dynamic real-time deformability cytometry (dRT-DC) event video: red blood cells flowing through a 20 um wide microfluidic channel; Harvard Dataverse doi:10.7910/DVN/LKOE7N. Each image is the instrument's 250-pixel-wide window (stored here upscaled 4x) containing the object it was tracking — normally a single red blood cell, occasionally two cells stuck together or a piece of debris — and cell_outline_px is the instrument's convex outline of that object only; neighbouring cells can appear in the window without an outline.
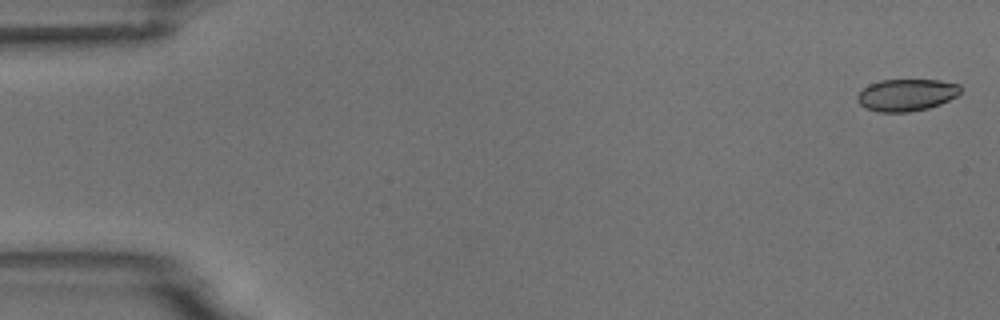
{"species": "common noctule bat (a hibernating species)", "species_latin": "Nyctalus noctula", "temperature_condition": "room temperature", "stored_images_in_passage": 5, "camera_frame_rate_fps": 3000, "um_per_image_px": 0.085, "animal": {"sex": "male", "body_mass_g": 18.8}, "frame": {"image": 1, "passage_image": 1, "time_ms": 0.0, "image_size_px": [1000, 320], "cell_outline_px": [[960, 92], [956, 96], [940, 104], [928, 108], [908, 112], [880, 112], [868, 108], [860, 104], [856, 100], [856, 96], [868, 84], [880, 80], [940, 80], [960, 84]], "centroid_in_image_um": [77.05, 8.06], "position_along_channel_um": 8.0, "area_um2": 19.19}}
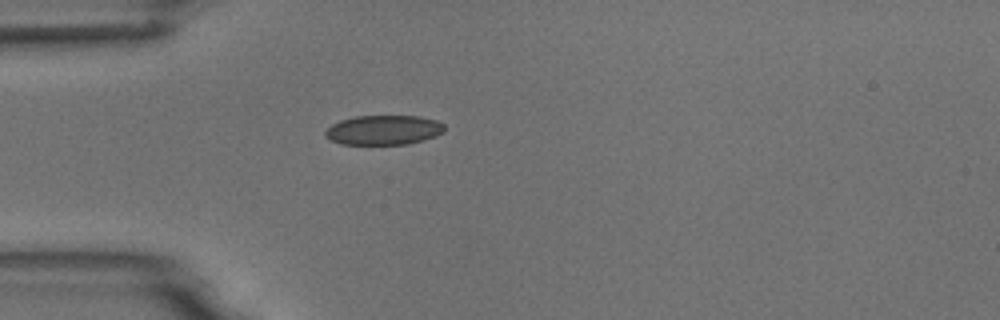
{"frame": {"image": 2, "passage_image": 5, "time_ms": 4.667, "image_size_px": [1000, 320], "cell_outline_px": [[444, 132], [436, 136], [424, 140], [408, 144], [340, 144], [324, 136], [324, 132], [332, 124], [340, 120], [356, 116], [420, 116], [436, 120], [444, 124]], "centroid_in_image_um": [32.62, 11.05], "position_along_channel_um": 52.4, "area_um2": 20.63}}